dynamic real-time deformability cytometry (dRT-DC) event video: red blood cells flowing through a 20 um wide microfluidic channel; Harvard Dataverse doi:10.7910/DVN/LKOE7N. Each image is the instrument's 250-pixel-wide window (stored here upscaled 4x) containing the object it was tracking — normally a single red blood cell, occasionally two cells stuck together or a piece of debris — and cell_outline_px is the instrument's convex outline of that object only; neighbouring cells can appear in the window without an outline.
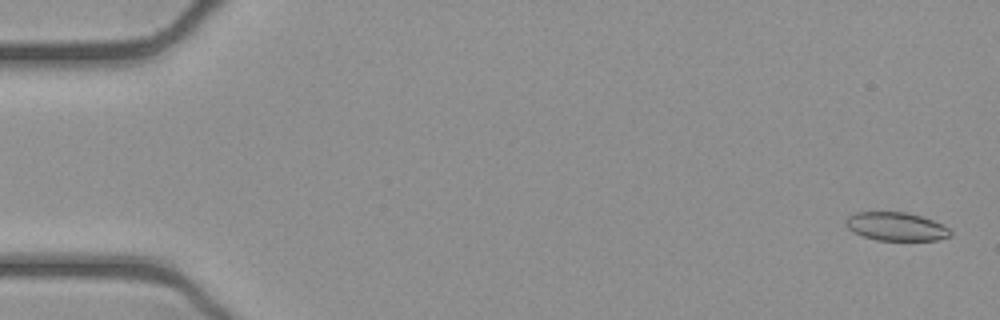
{"species": "common noctule bat (a hibernating species)", "species_latin": "Nyctalus noctula", "temperature_condition": "cold", "stored_images_in_passage": 53, "camera_frame_rate_fps": 3000, "um_per_image_px": 0.085, "animal": {"sex": "female", "body_mass_g": 21.9}, "frame": {"image": 1, "passage_image": 2, "time_ms": 0.333, "image_size_px": [1000, 320], "cell_outline_px": [[952, 236], [936, 240], [876, 240], [864, 236], [848, 228], [844, 220], [848, 216], [856, 212], [904, 212], [920, 216], [932, 220], [948, 228], [952, 232]], "centroid_in_image_um": [76.17, 19.25], "position_along_channel_um": 8.8, "area_um2": 17.11}}
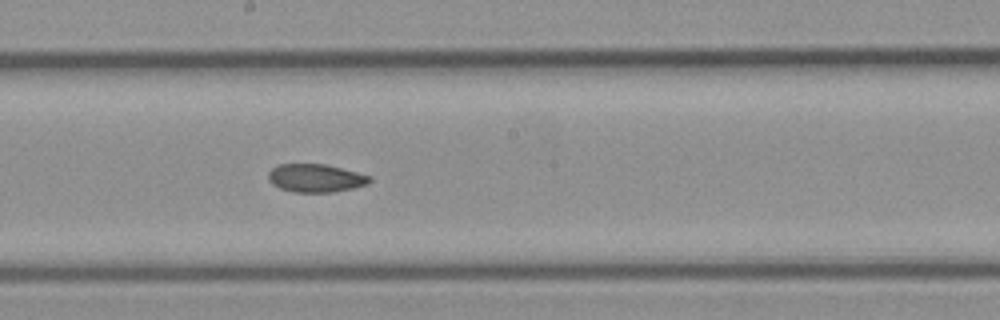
{"frame": {"image": 2, "passage_image": 29, "time_ms": 9.333, "image_size_px": [1000, 320], "cell_outline_px": [[372, 180], [368, 184], [352, 188], [332, 192], [292, 192], [280, 188], [272, 184], [268, 180], [268, 172], [276, 164], [324, 164], [372, 176]], "centroid_in_image_um": [26.8, 15.14], "position_along_channel_um": 221.4, "area_um2": 16.65}}
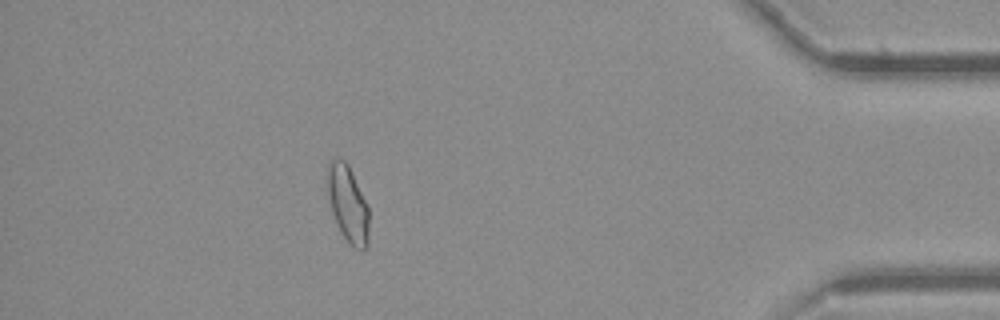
{"frame": {"image": 3, "passage_image": 47, "time_ms": 15.333, "image_size_px": [1000, 320], "cell_outline_px": [[368, 248], [364, 252], [360, 252], [352, 248], [348, 244], [340, 232], [336, 224], [332, 212], [324, 180], [324, 176], [328, 160], [332, 156], [344, 160], [348, 164], [368, 204]], "centroid_in_image_um": [29.53, 17.32], "position_along_channel_um": 405.7, "area_um2": 19.65}, "authors_computed_cell_mechanics": {"area_um2": 17.918, "velocity_mm_per_s": 3.9164, "shape_relaxation_time_tau1_ms": null, "shape_relaxation_time_tau2_ms": 2.6795, "deformation_change_tau1": null, "deformation_change_tau2": 0.0803}}